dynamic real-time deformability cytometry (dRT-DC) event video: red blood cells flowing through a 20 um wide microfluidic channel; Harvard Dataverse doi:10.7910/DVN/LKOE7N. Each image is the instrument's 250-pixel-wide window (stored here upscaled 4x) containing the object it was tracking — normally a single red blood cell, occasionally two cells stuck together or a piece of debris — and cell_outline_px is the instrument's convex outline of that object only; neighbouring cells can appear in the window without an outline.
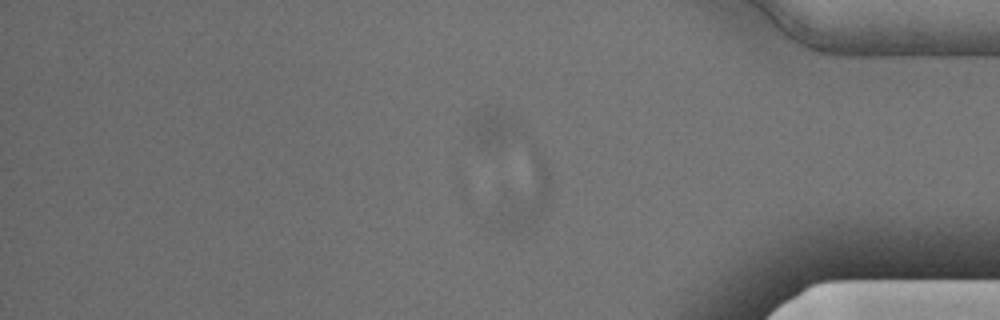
{"species": "Egyptian fruit bat (a non-hibernating species)", "species_latin": "Rousettus aegyptiacus", "temperature_condition": "cold", "stored_images_in_passage": 47, "camera_frame_rate_fps": 3000, "um_per_image_px": 0.085, "animal": {"sex": "male"}, "frame": {"image": 1, "passage_image": 47, "time_ms": 15.333, "image_size_px": [1000, 320], "cell_outline_px": [[548, 200], [544, 216], [520, 232], [496, 232], [496, 212], [504, 196], [532, 152], [536, 148], [548, 172]], "centroid_in_image_um": [44.6, 16.78], "position_along_channel_um": 390.6, "area_um2": 19.88}}